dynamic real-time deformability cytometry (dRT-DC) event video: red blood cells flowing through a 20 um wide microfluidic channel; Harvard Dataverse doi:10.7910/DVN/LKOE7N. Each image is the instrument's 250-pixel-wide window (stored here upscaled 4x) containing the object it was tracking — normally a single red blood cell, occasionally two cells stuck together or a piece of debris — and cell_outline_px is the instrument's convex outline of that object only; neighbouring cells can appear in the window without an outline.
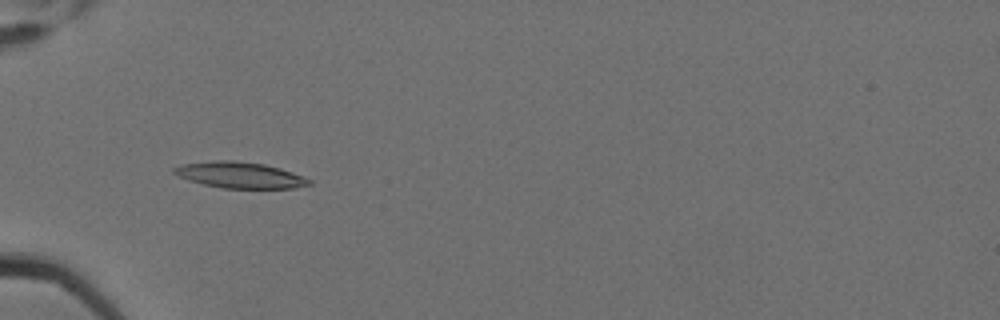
{"species": "Egyptian fruit bat (a non-hibernating species)", "species_latin": "Rousettus aegyptiacus", "temperature_condition": "cold", "stored_images_in_passage": 7, "camera_frame_rate_fps": 3000, "um_per_image_px": 0.085, "animal": {"sex": "female"}, "frame": {"image": 1, "passage_image": 6, "time_ms": 1.667, "image_size_px": [1000, 320], "cell_outline_px": [[312, 184], [292, 188], [224, 188], [204, 184], [188, 180], [172, 172], [172, 168], [180, 164], [212, 160], [232, 160], [264, 164], [280, 168], [312, 180]], "centroid_in_image_um": [20.36, 14.87], "position_along_channel_um": 64.6, "area_um2": 20.46}}